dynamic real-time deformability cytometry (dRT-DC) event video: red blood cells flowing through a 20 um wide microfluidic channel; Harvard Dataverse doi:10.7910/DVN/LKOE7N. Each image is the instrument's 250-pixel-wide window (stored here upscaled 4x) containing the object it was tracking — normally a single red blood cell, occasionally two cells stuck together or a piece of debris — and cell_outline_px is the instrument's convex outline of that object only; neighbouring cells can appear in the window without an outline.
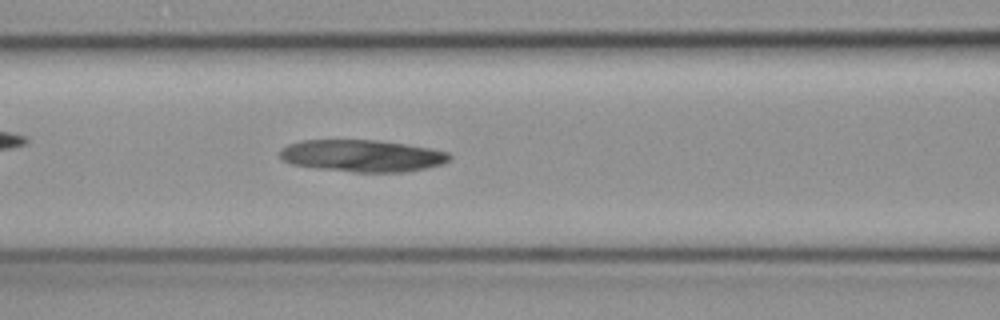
{"species": "common noctule bat (a hibernating species)", "species_latin": "Nyctalus noctula", "temperature_condition": "cold", "stored_images_in_passage": 48, "camera_frame_rate_fps": 3000, "um_per_image_px": 0.085, "animal": {"sex": "female", "body_mass_g": 19.3, "forearm_length_mm": 54.1}, "frame": {"image": 1, "passage_image": 24, "time_ms": 7.667, "image_size_px": [1000, 320], "cell_outline_px": [[452, 160], [444, 164], [404, 172], [352, 172], [316, 168], [292, 164], [280, 160], [280, 148], [288, 144], [300, 140], [376, 140], [432, 148], [448, 152], [452, 156]], "centroid_in_image_um": [30.78, 13.24], "position_along_channel_um": 135.8, "area_um2": 31.91}}
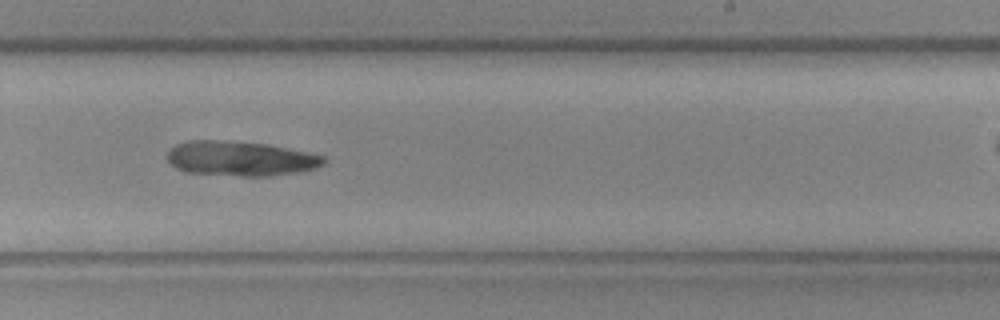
{"frame": {"image": 2, "passage_image": 35, "time_ms": 11.333, "image_size_px": [1000, 320], "cell_outline_px": [[328, 160], [324, 164], [316, 168], [300, 172], [272, 176], [240, 176], [184, 172], [176, 168], [168, 160], [168, 152], [176, 144], [188, 140], [216, 140], [268, 144], [308, 152], [324, 156]], "centroid_in_image_um": [20.48, 13.48], "position_along_channel_um": 268.5, "area_um2": 31.85}}
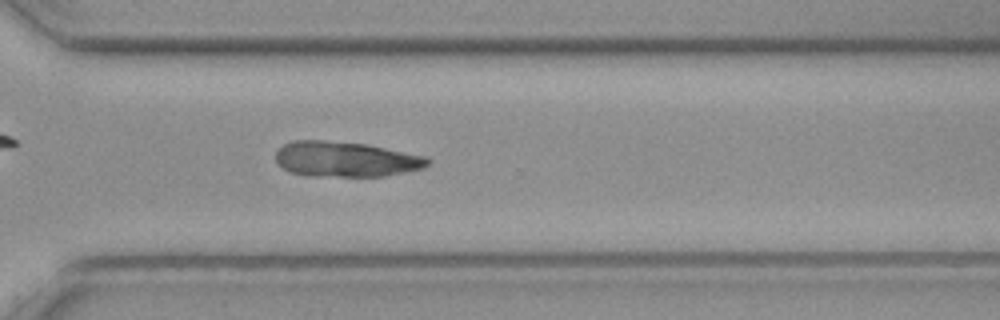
{"frame": {"image": 3, "passage_image": 41, "time_ms": 13.333, "image_size_px": [1000, 320], "cell_outline_px": [[432, 160], [424, 168], [384, 176], [304, 176], [288, 172], [276, 160], [276, 148], [292, 140], [324, 140], [364, 144], [424, 156]], "centroid_in_image_um": [29.33, 13.54], "position_along_channel_um": 341.3, "area_um2": 31.21}}